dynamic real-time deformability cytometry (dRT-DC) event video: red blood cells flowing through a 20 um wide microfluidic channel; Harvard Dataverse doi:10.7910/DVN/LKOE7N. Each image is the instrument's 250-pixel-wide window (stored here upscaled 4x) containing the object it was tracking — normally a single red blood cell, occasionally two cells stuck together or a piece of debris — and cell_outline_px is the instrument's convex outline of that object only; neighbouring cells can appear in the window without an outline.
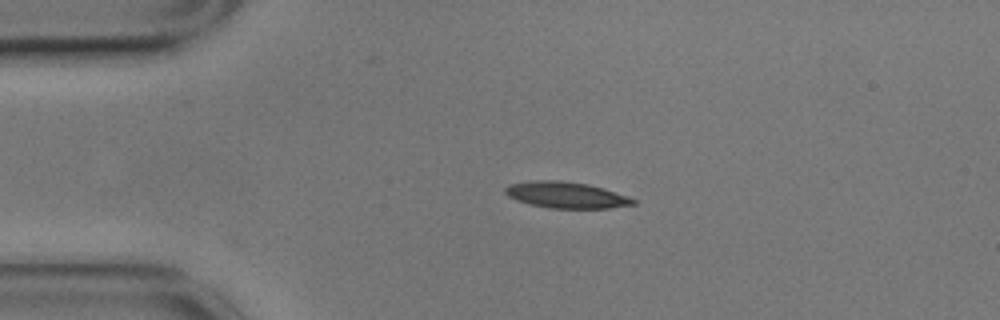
{"species": "common noctule bat (a hibernating species)", "species_latin": "Nyctalus noctula", "temperature_condition": "cold", "stored_images_in_passage": 32, "camera_frame_rate_fps": 3000, "um_per_image_px": 0.085, "animal": {"sex": "male", "body_mass_g": 17.9}, "frame": {"image": 1, "passage_image": 1, "time_ms": 0.0, "image_size_px": [1000, 320], "cell_outline_px": [[636, 204], [608, 208], [548, 208], [528, 204], [516, 200], [508, 196], [504, 192], [504, 188], [508, 184], [528, 180], [560, 180], [588, 184], [604, 188], [636, 200]], "centroid_in_image_um": [48.05, 16.56], "position_along_channel_um": 36.9, "area_um2": 19.71}}
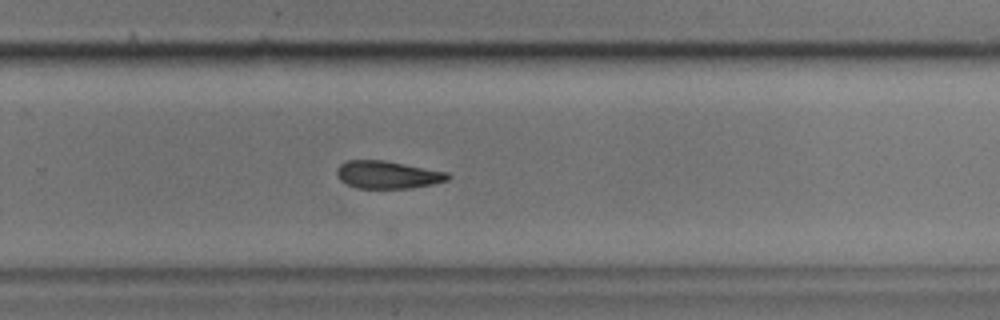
{"frame": {"image": 2, "passage_image": 26, "time_ms": 8.333, "image_size_px": [1000, 320], "cell_outline_px": [[452, 176], [448, 180], [432, 184], [408, 188], [356, 188], [340, 180], [336, 176], [336, 168], [340, 164], [348, 160], [384, 160], [448, 172]], "centroid_in_image_um": [32.93, 14.84], "position_along_channel_um": 296.9, "area_um2": 17.92}}
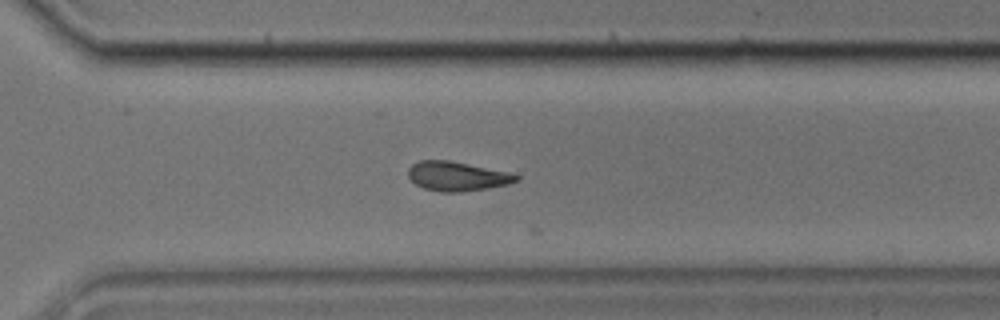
{"frame": {"image": 3, "passage_image": 29, "time_ms": 9.333, "image_size_px": [1000, 320], "cell_outline_px": [[520, 180], [508, 184], [488, 188], [460, 192], [440, 192], [424, 188], [416, 184], [408, 176], [408, 168], [412, 164], [420, 160], [448, 160], [512, 172], [520, 176]], "centroid_in_image_um": [38.89, 14.97], "position_along_channel_um": 331.7, "area_um2": 18.61}}